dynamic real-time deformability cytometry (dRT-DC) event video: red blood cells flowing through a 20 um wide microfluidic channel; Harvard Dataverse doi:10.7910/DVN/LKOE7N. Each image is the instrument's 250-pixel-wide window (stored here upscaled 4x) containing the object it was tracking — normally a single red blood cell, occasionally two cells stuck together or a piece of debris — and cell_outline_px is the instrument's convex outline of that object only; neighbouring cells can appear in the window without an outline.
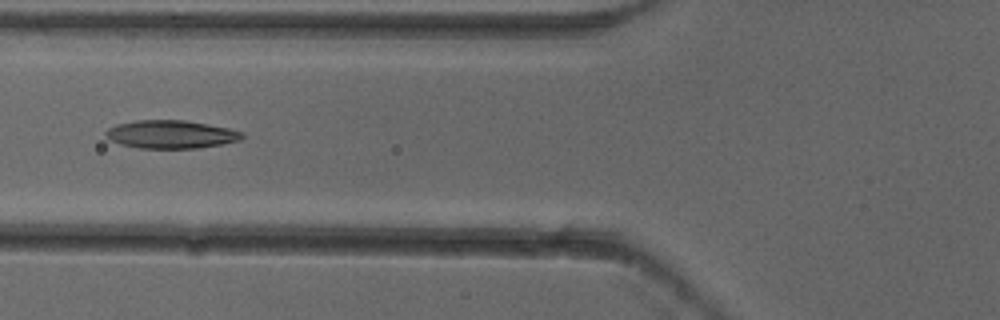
{"species": "common noctule bat (a hibernating species)", "species_latin": "Nyctalus noctula", "temperature_condition": "cold", "stored_images_in_passage": 7, "camera_frame_rate_fps": 3000, "um_per_image_px": 0.085, "animal": {"sex": "female"}, "frame": {"image": 1, "passage_image": 6, "time_ms": 1.667, "image_size_px": [1000, 320], "cell_outline_px": [[244, 136], [240, 140], [220, 144], [196, 148], [140, 148], [120, 144], [108, 140], [104, 132], [108, 128], [116, 124], [136, 120], [184, 120], [228, 128], [244, 132]], "centroid_in_image_um": [14.49, 11.41], "position_along_channel_um": 111.3, "area_um2": 22.31}}
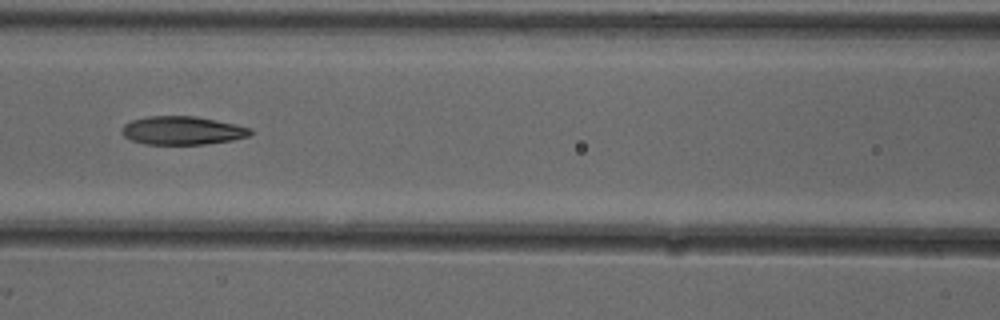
{"frame": {"image": 2, "passage_image": 7, "time_ms": 2.0, "image_size_px": [1000, 320], "cell_outline_px": [[252, 132], [248, 136], [232, 140], [204, 144], [144, 144], [132, 140], [124, 136], [120, 132], [124, 124], [132, 120], [148, 116], [196, 116], [236, 124], [252, 128]], "centroid_in_image_um": [15.49, 11.09], "position_along_channel_um": 151.1, "area_um2": 21.27}}